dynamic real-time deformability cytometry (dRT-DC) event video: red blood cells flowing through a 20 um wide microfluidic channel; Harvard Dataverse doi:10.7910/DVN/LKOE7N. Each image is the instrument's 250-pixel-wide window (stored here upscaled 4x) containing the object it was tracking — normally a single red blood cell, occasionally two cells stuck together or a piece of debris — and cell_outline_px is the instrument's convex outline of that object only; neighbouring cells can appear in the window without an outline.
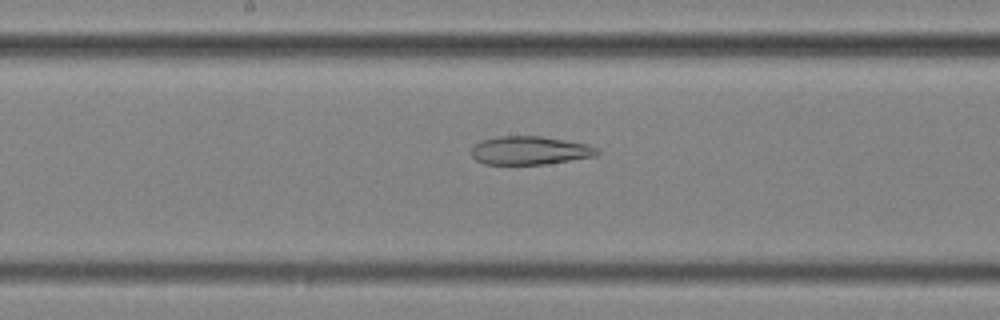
{"species": "common noctule bat (a hibernating species)", "species_latin": "Nyctalus noctula", "temperature_condition": "cold", "stored_images_in_passage": 54, "camera_frame_rate_fps": 3000, "um_per_image_px": 0.085, "animal": {"sex": "female", "body_mass_g": 25.1}, "frame": {"image": 1, "passage_image": 30, "time_ms": 9.667, "image_size_px": [1000, 320], "cell_outline_px": [[600, 152], [596, 156], [544, 164], [484, 164], [476, 160], [472, 156], [472, 148], [480, 140], [500, 136], [540, 136], [588, 144], [596, 148]], "centroid_in_image_um": [45.03, 12.79], "position_along_channel_um": 203.2, "area_um2": 20.69}}
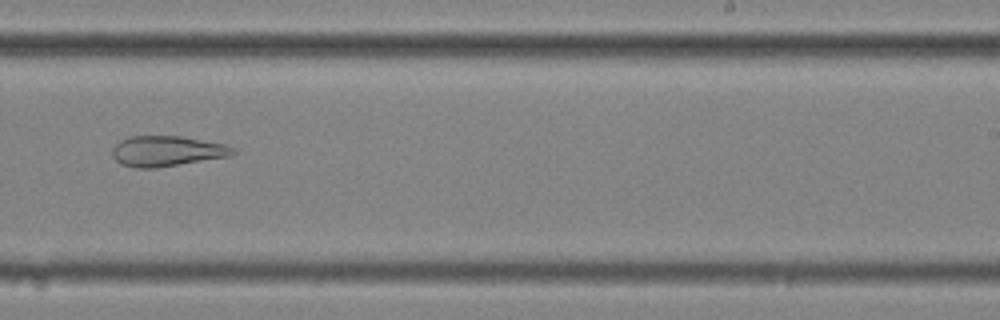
{"frame": {"image": 2, "passage_image": 36, "time_ms": 11.667, "image_size_px": [1000, 320], "cell_outline_px": [[236, 152], [228, 156], [156, 168], [136, 168], [120, 164], [112, 156], [112, 148], [120, 140], [128, 136], [180, 136], [224, 144], [236, 148]], "centroid_in_image_um": [14.14, 12.84], "position_along_channel_um": 274.9, "area_um2": 21.33}}
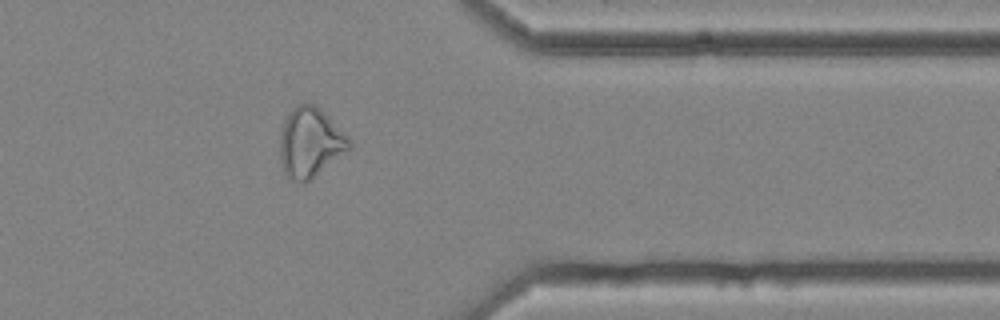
{"frame": {"image": 3, "passage_image": 46, "time_ms": 15.0, "image_size_px": [1000, 320], "cell_outline_px": [[352, 148], [304, 184], [288, 180], [284, 172], [280, 160], [280, 136], [284, 120], [288, 112], [292, 108], [300, 104], [316, 104], [352, 140]], "centroid_in_image_um": [26.36, 12.13], "position_along_channel_um": 385.0, "area_um2": 28.38}}